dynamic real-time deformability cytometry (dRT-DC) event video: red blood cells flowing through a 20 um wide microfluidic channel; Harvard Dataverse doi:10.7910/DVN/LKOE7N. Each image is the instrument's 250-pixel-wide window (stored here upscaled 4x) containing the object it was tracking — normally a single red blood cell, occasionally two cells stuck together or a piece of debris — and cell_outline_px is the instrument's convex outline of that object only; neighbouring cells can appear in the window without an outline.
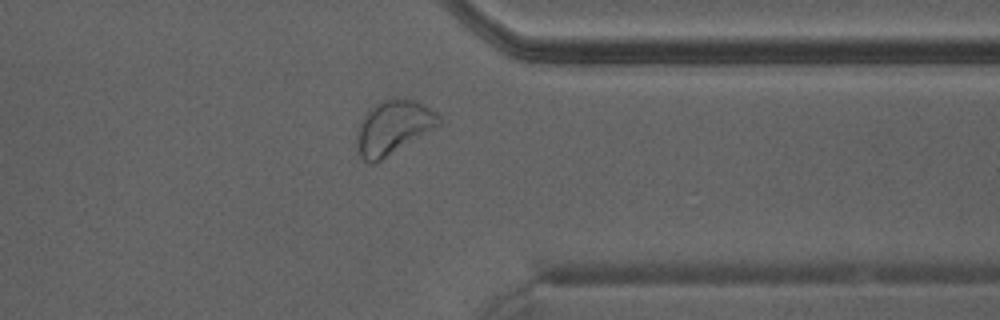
{"species": "Egyptian fruit bat (a non-hibernating species)", "species_latin": "Rousettus aegyptiacus", "temperature_condition": "warm", "stored_images_in_passage": 30, "camera_frame_rate_fps": 3000, "um_per_image_px": 0.085, "animal": {"sex": "male"}, "frame": {"image": 1, "passage_image": 22, "time_ms": 7.0, "image_size_px": [1000, 320], "cell_outline_px": [[440, 124], [376, 164], [372, 164], [364, 160], [356, 152], [356, 128], [364, 112], [368, 108], [380, 100], [416, 100], [436, 112], [440, 116]], "centroid_in_image_um": [33.34, 10.85], "position_along_channel_um": 378.1, "area_um2": 25.95}}